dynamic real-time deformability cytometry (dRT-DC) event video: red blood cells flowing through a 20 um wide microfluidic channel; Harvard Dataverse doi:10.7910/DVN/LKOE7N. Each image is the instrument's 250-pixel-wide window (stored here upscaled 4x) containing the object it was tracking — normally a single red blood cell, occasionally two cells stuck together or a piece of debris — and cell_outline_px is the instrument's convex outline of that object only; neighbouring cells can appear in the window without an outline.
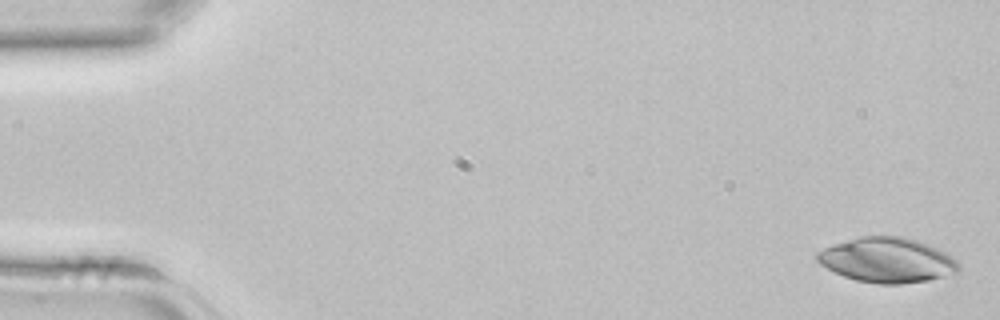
{"species": "common noctule bat (a hibernating species)", "species_latin": "Nyctalus noctula", "temperature_condition": "room temperature", "stored_images_in_passage": 42, "camera_frame_rate_fps": 3000, "um_per_image_px": 0.085, "animal": {"sex": "female", "body_mass_g": 22.7, "forearm_length_mm": 54.2}, "frame": {"image": 1, "passage_image": 1, "time_ms": 0.0, "image_size_px": [1000, 320], "cell_outline_px": [[960, 268], [956, 272], [928, 280], [900, 284], [880, 284], [856, 280], [844, 276], [820, 264], [816, 260], [816, 252], [832, 244], [860, 236], [904, 236], [916, 240], [936, 248], [952, 256], [960, 264]], "centroid_in_image_um": [75.39, 22.1], "position_along_channel_um": 9.6, "area_um2": 36.82}}